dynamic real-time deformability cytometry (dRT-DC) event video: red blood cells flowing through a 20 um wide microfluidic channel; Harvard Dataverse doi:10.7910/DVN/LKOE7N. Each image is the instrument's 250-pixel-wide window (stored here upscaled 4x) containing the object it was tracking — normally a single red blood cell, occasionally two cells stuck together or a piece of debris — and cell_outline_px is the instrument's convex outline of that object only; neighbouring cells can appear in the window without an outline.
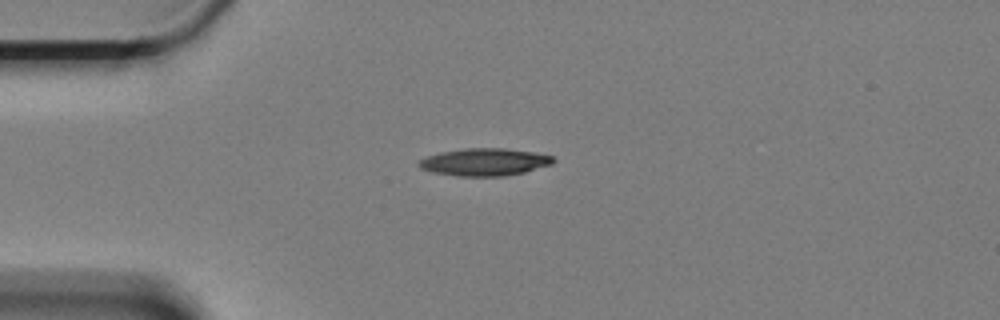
{"species": "Egyptian fruit bat (a non-hibernating species)", "species_latin": "Rousettus aegyptiacus", "temperature_condition": "cold", "stored_images_in_passage": 46, "camera_frame_rate_fps": 3000, "um_per_image_px": 0.085, "animal": {"sex": "female"}, "frame": {"image": 1, "passage_image": 1, "time_ms": 0.0, "image_size_px": [1000, 320], "cell_outline_px": [[556, 160], [552, 164], [524, 172], [504, 176], [456, 176], [432, 172], [420, 168], [416, 164], [420, 160], [428, 156], [440, 152], [464, 148], [504, 148], [532, 152], [552, 156]], "centroid_in_image_um": [41.16, 13.77], "position_along_channel_um": 43.8, "area_um2": 21.44}}
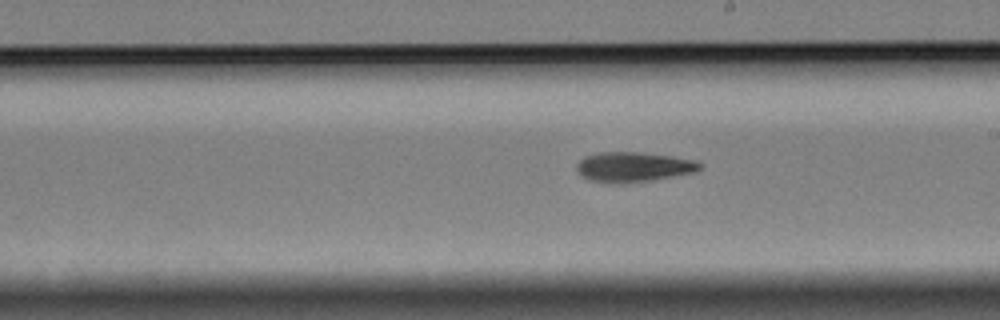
{"frame": {"image": 2, "passage_image": 20, "time_ms": 6.333, "image_size_px": [1000, 320], "cell_outline_px": [[704, 164], [696, 172], [652, 180], [624, 184], [608, 184], [588, 180], [580, 176], [576, 172], [576, 164], [584, 156], [596, 152], [640, 152], [672, 156], [696, 160]], "centroid_in_image_um": [53.8, 14.2], "position_along_channel_um": 235.2, "area_um2": 22.08}}
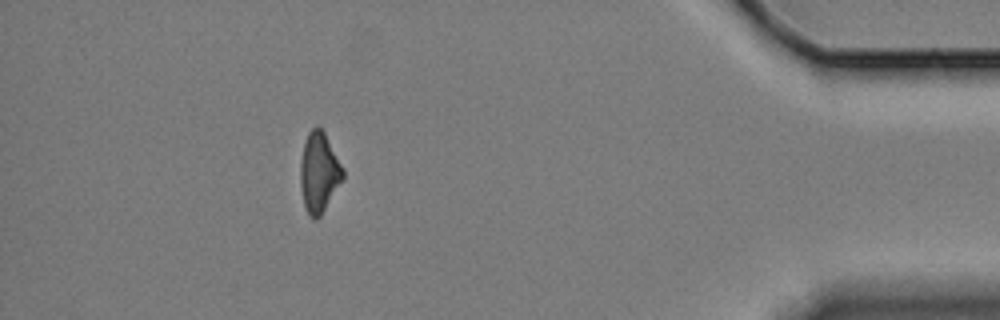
{"frame": {"image": 3, "passage_image": 40, "time_ms": 13.0, "image_size_px": [1000, 320], "cell_outline_px": [[344, 176], [320, 216], [316, 220], [312, 220], [308, 216], [304, 208], [300, 188], [300, 160], [304, 140], [308, 132], [316, 124], [324, 132], [344, 168]], "centroid_in_image_um": [27.08, 14.65], "position_along_channel_um": 408.1, "area_um2": 20.06}, "authors_computed_cell_mechanics": {"area_um2": 20.7502, "velocity_mm_per_s": 3.3312, "shape_relaxation_time_tau1_ms": 5.4728, "shape_relaxation_time_tau2_ms": 6.6577, "deformation_change_tau1": 0.1634, "deformation_change_tau2": 0.1843}}